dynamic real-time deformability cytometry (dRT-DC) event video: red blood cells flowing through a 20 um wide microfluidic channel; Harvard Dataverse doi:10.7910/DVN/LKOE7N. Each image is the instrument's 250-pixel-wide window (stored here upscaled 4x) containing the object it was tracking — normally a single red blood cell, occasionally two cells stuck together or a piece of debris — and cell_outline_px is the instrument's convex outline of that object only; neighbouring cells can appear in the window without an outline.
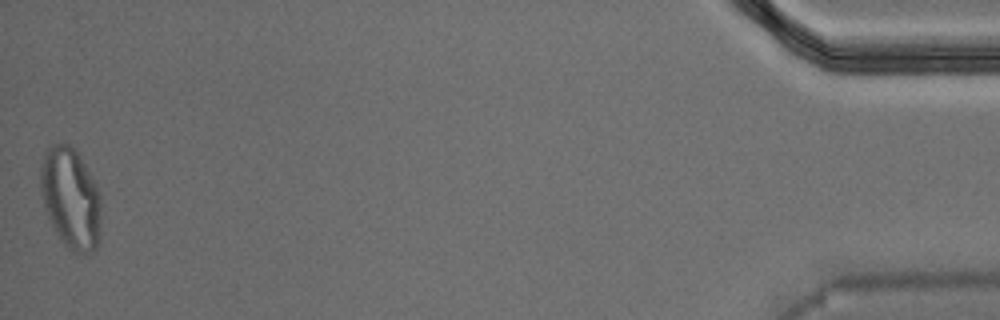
{"species": "Egyptian fruit bat (a non-hibernating species)", "species_latin": "Rousettus aegyptiacus", "temperature_condition": "warm", "stored_images_in_passage": 38, "camera_frame_rate_fps": 3000, "um_per_image_px": 0.085, "animal": {"sex": "male"}, "frame": {"image": 1, "passage_image": 38, "time_ms": 12.333, "image_size_px": [1000, 320], "cell_outline_px": [[100, 244], [92, 252], [72, 252], [60, 240], [44, 208], [40, 192], [40, 164], [44, 152], [48, 144], [68, 144], [76, 148], [92, 176], [100, 192]], "centroid_in_image_um": [6.0, 16.82], "position_along_channel_um": 429.2, "area_um2": 36.3}}